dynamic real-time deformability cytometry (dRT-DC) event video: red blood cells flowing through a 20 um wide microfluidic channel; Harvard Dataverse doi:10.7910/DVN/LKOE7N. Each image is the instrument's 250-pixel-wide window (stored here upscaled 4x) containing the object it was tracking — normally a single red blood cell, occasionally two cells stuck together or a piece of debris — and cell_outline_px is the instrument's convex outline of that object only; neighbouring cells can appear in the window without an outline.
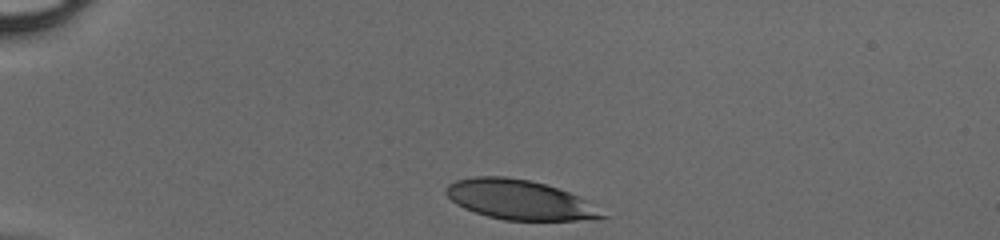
{"species": "human", "species_latin": "Homo sapiens", "temperature_condition": "cold", "stored_images_in_passage": 31, "camera_frame_rate_fps": 3000, "um_per_image_px": 0.085, "donor": {"sex": "male"}, "frame": {"image": 1, "passage_image": 1, "time_ms": 0.0, "image_size_px": [1000, 240], "cell_outline_px": [[608, 216], [596, 220], [504, 220], [488, 216], [464, 208], [456, 204], [448, 196], [448, 184], [456, 180], [476, 176], [504, 176], [528, 180], [544, 184], [568, 192], [588, 200]], "centroid_in_image_um": [44.22, 16.99], "position_along_channel_um": 40.8, "area_um2": 35.84}}
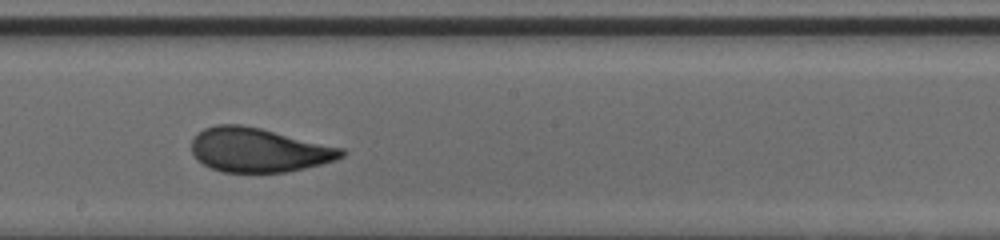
{"frame": {"image": 2, "passage_image": 18, "time_ms": 5.667, "image_size_px": [1000, 240], "cell_outline_px": [[344, 156], [336, 160], [304, 168], [284, 172], [224, 172], [212, 168], [196, 160], [192, 152], [192, 140], [196, 132], [204, 128], [216, 124], [240, 124], [260, 128], [344, 148]], "centroid_in_image_um": [21.96, 12.74], "position_along_channel_um": 226.2, "area_um2": 38.55}}
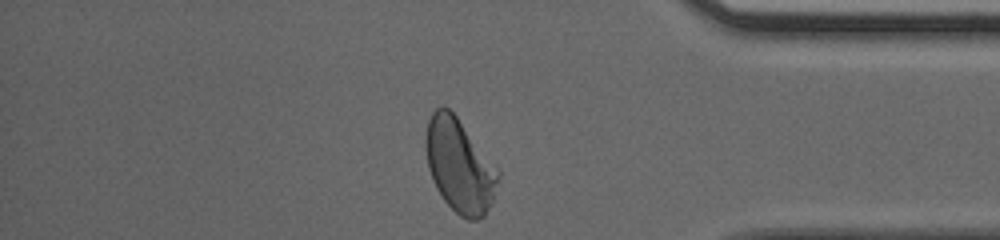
{"frame": {"image": 3, "passage_image": 31, "time_ms": 10.0, "image_size_px": [1000, 240], "cell_outline_px": [[500, 176], [492, 204], [484, 216], [476, 220], [468, 220], [460, 216], [444, 200], [436, 188], [432, 180], [428, 168], [424, 144], [424, 140], [428, 120], [432, 112], [436, 108], [448, 108], [456, 116], [500, 172]], "centroid_in_image_um": [39.05, 14.11], "position_along_channel_um": 396.2, "area_um2": 39.25}}